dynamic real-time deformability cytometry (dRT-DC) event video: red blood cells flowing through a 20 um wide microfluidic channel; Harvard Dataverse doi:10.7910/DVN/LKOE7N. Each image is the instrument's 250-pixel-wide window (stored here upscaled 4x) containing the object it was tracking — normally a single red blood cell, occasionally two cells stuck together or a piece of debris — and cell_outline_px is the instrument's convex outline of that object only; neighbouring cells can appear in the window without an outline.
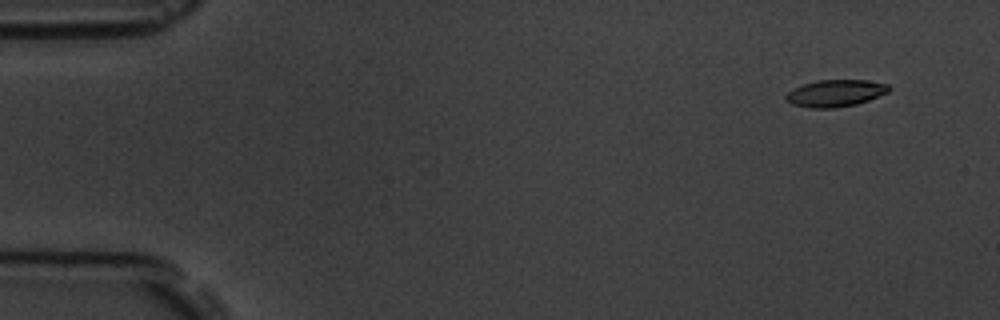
{"species": "common noctule bat (a hibernating species)", "species_latin": "Nyctalus noctula", "temperature_condition": "room temperature", "stored_images_in_passage": 5, "camera_frame_rate_fps": 3000, "um_per_image_px": 0.085, "animal": {"sex": "male", "body_mass_g": 19.5, "forearm_length_mm": 54.6}, "frame": {"image": 1, "passage_image": 2, "time_ms": 1.333, "image_size_px": [1000, 320], "cell_outline_px": [[892, 88], [888, 92], [868, 100], [856, 104], [836, 108], [812, 108], [792, 104], [784, 96], [788, 92], [804, 84], [816, 80], [864, 80], [888, 84]], "centroid_in_image_um": [71.03, 7.92], "position_along_channel_um": 14.0, "area_um2": 16.01}}
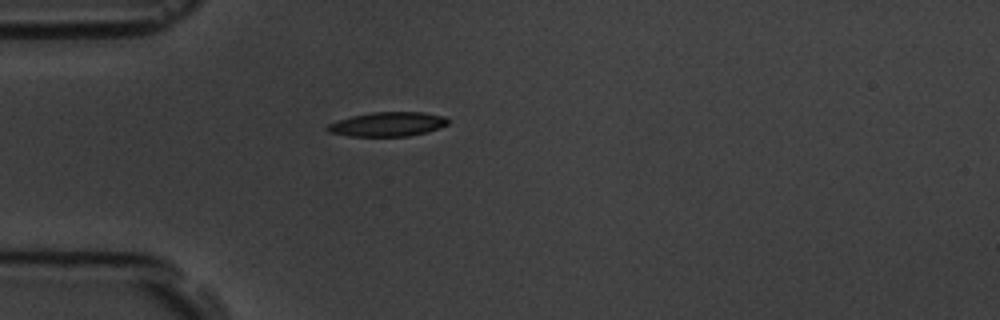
{"frame": {"image": 2, "passage_image": 5, "time_ms": 5.333, "image_size_px": [1000, 320], "cell_outline_px": [[448, 124], [440, 128], [408, 136], [348, 136], [328, 132], [324, 128], [328, 124], [352, 116], [372, 112], [424, 112], [444, 116], [448, 120]], "centroid_in_image_um": [32.94, 10.56], "position_along_channel_um": 52.1, "area_um2": 16.99}}